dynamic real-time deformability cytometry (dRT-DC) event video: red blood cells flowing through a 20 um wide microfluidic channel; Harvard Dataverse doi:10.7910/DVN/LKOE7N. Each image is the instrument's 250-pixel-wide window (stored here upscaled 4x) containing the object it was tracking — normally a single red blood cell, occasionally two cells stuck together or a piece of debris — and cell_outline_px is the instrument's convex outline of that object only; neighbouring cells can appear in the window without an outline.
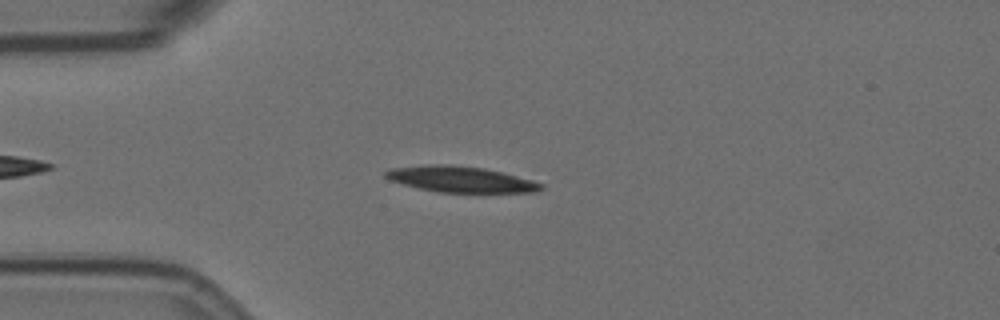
{"species": "Egyptian fruit bat (a non-hibernating species)", "species_latin": "Rousettus aegyptiacus", "temperature_condition": "room temperature", "stored_images_in_passage": 26, "camera_frame_rate_fps": 3000, "um_per_image_px": 0.085, "animal": {"sex": "female"}, "frame": {"image": 1, "passage_image": 9, "time_ms": 2.667, "image_size_px": [1000, 320], "cell_outline_px": [[544, 188], [536, 192], [436, 192], [404, 184], [392, 180], [384, 176], [384, 172], [392, 168], [428, 164], [452, 164], [484, 168], [532, 180], [544, 184]], "centroid_in_image_um": [39.16, 15.23], "position_along_channel_um": 45.8, "area_um2": 23.29}}
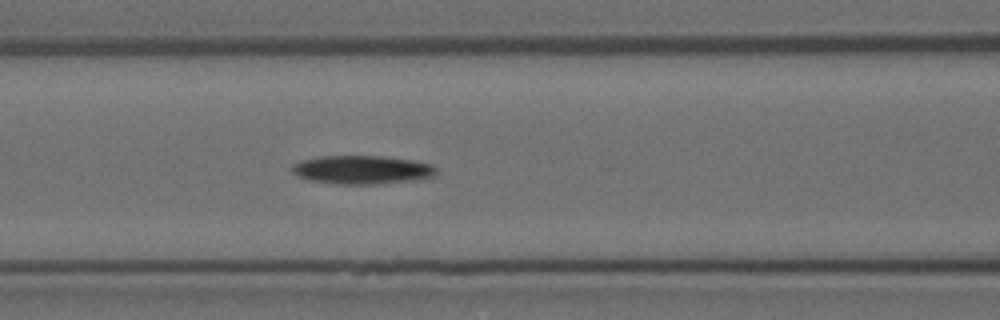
{"frame": {"image": 2, "passage_image": 18, "time_ms": 5.667, "image_size_px": [1000, 320], "cell_outline_px": [[436, 172], [432, 176], [416, 180], [376, 184], [336, 184], [308, 180], [292, 172], [292, 164], [300, 160], [320, 156], [384, 156], [412, 160], [432, 164], [436, 168]], "centroid_in_image_um": [30.75, 14.43], "position_along_channel_um": 135.8, "area_um2": 24.04}}
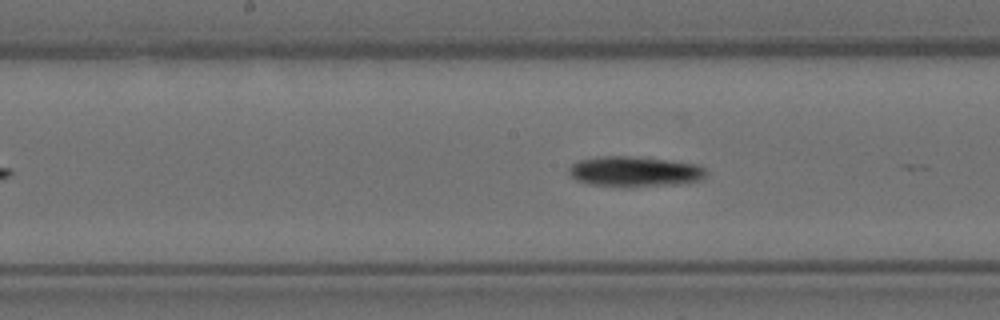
{"frame": {"image": 3, "passage_image": 23, "time_ms": 7.333, "image_size_px": [1000, 320], "cell_outline_px": [[704, 176], [700, 180], [676, 184], [588, 184], [576, 180], [568, 172], [568, 168], [572, 164], [580, 160], [600, 156], [628, 156], [664, 160], [696, 164], [704, 168]], "centroid_in_image_um": [53.89, 14.54], "position_along_channel_um": 194.3, "area_um2": 22.95}}